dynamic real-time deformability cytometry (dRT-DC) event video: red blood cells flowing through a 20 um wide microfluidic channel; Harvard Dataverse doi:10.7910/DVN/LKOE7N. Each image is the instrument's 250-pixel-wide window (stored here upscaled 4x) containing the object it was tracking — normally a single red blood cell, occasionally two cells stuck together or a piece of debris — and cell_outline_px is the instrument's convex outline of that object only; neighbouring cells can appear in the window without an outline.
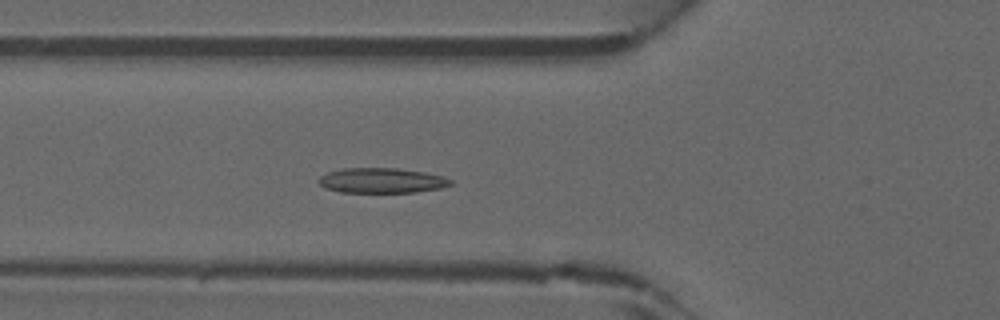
{"species": "common noctule bat (a hibernating species)", "species_latin": "Nyctalus noctula", "temperature_condition": "warm", "stored_images_in_passage": 36, "camera_frame_rate_fps": 3000, "um_per_image_px": 0.085, "animal": {"sex": "male", "forearm_length_mm": 52.5}, "frame": {"image": 1, "passage_image": 12, "time_ms": 3.667, "image_size_px": [1000, 320], "cell_outline_px": [[452, 184], [440, 188], [416, 192], [340, 192], [324, 188], [320, 184], [320, 176], [328, 172], [344, 168], [396, 168], [424, 172], [444, 176], [452, 180]], "centroid_in_image_um": [32.46, 15.34], "position_along_channel_um": 93.3, "area_um2": 19.19}}
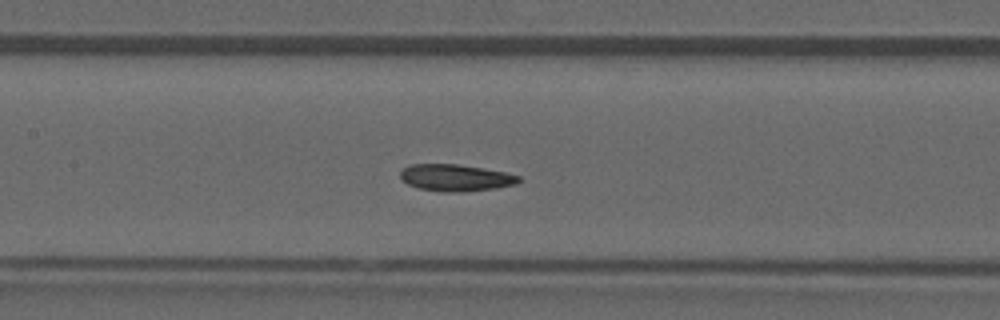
{"frame": {"image": 2, "passage_image": 17, "time_ms": 5.333, "image_size_px": [1000, 320], "cell_outline_px": [[520, 180], [516, 184], [496, 188], [456, 192], [444, 192], [420, 188], [408, 184], [400, 180], [400, 172], [408, 164], [456, 164], [484, 168], [504, 172], [520, 176]], "centroid_in_image_um": [38.7, 15.1], "position_along_channel_um": 168.7, "area_um2": 18.44}}
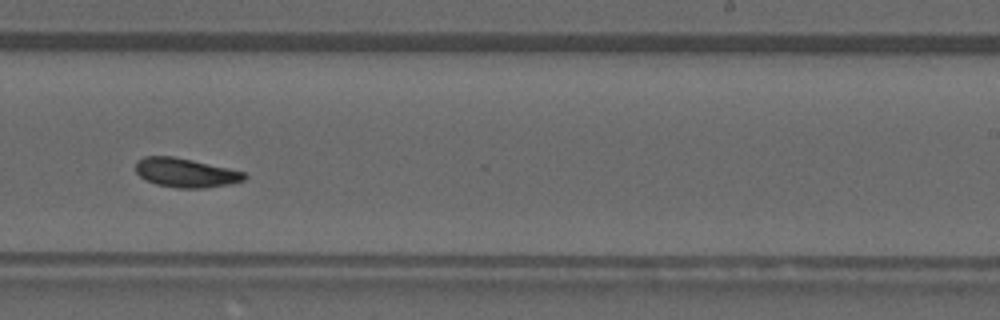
{"frame": {"image": 3, "passage_image": 24, "time_ms": 7.667, "image_size_px": [1000, 320], "cell_outline_px": [[248, 176], [244, 180], [232, 184], [204, 188], [176, 188], [156, 184], [140, 176], [136, 172], [136, 160], [144, 156], [172, 156], [192, 160], [228, 168], [244, 172]], "centroid_in_image_um": [15.79, 14.68], "position_along_channel_um": 273.2, "area_um2": 18.44}}